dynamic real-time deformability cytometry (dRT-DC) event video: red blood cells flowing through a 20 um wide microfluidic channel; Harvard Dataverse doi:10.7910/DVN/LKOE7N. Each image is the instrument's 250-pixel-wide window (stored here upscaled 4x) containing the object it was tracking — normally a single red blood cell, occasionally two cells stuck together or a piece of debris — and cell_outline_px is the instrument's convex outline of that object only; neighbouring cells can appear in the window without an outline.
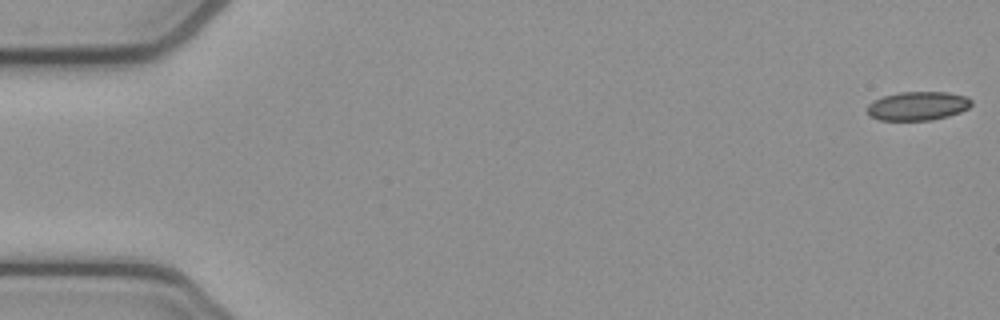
{"species": "common noctule bat (a hibernating species)", "species_latin": "Nyctalus noctula", "temperature_condition": "cold", "stored_images_in_passage": 53, "camera_frame_rate_fps": 3000, "um_per_image_px": 0.085, "animal": {"sex": "female", "body_mass_g": 21.9}, "frame": {"image": 1, "passage_image": 1, "time_ms": 0.0, "image_size_px": [1000, 320], "cell_outline_px": [[972, 104], [968, 108], [960, 112], [948, 116], [932, 120], [880, 120], [868, 116], [868, 104], [884, 96], [900, 92], [948, 92], [964, 96], [972, 100]], "centroid_in_image_um": [78.02, 9.01], "position_along_channel_um": 7.0, "area_um2": 17.4}}
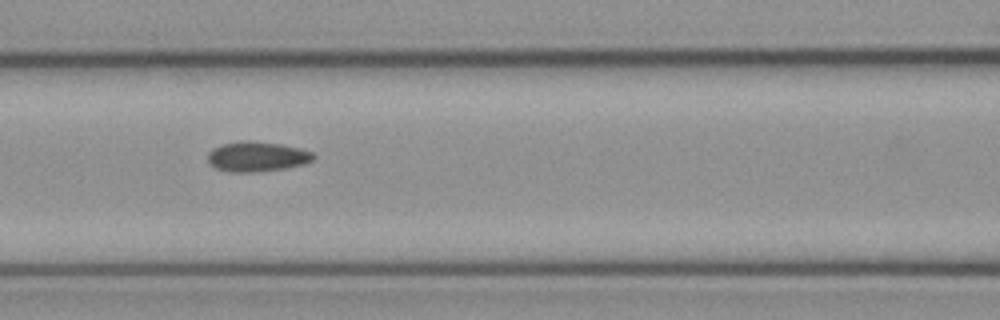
{"frame": {"image": 2, "passage_image": 23, "time_ms": 7.333, "image_size_px": [1000, 320], "cell_outline_px": [[316, 156], [312, 160], [304, 164], [284, 168], [256, 172], [228, 172], [216, 168], [208, 164], [208, 152], [212, 148], [224, 144], [244, 140], [248, 140], [280, 144], [300, 148], [312, 152]], "centroid_in_image_um": [21.82, 13.31], "position_along_channel_um": 144.8, "area_um2": 18.5}}
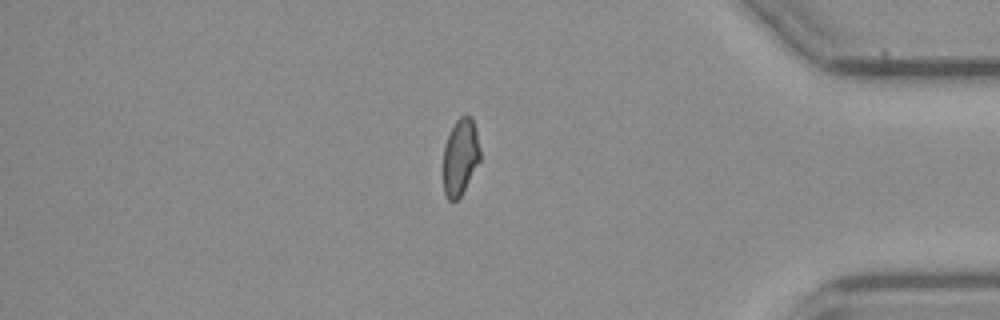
{"frame": {"image": 3, "passage_image": 45, "time_ms": 14.667, "image_size_px": [1000, 320], "cell_outline_px": [[480, 160], [460, 196], [452, 204], [448, 200], [444, 192], [444, 148], [448, 136], [456, 120], [464, 112], [472, 116], [476, 128], [480, 148]], "centroid_in_image_um": [39.14, 13.3], "position_along_channel_um": 396.1, "area_um2": 16.47}, "authors_computed_cell_mechanics": {"area_um2": 17.8024, "velocity_mm_per_s": 3.868, "shape_relaxation_time_tau1_ms": null, "shape_relaxation_time_tau2_ms": 3.3692, "deformation_change_tau1": null, "deformation_change_tau2": 0.0785}}